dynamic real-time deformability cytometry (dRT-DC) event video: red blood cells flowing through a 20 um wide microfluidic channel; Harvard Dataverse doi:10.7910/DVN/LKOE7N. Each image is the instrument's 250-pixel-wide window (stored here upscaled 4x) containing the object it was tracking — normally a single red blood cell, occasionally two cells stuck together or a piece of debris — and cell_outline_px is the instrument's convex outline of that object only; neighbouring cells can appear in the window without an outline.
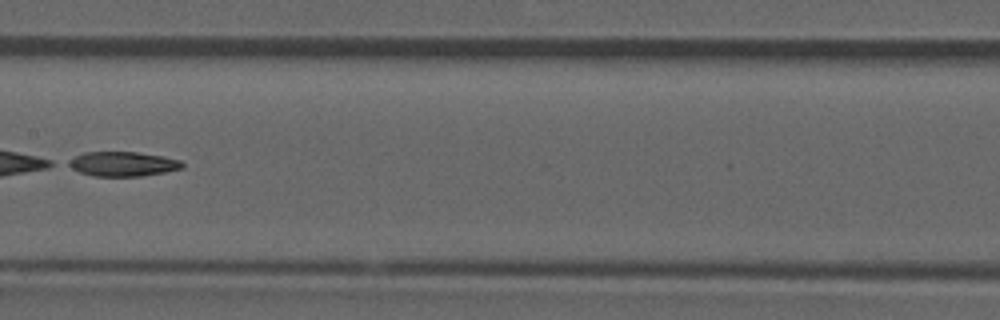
{"species": "common noctule bat (a hibernating species)", "species_latin": "Nyctalus noctula", "temperature_condition": "room temperature", "stored_images_in_passage": 10, "camera_frame_rate_fps": 3000, "um_per_image_px": 0.085, "animal": {"sex": "male", "forearm_length_mm": 52.5}, "frame": {"image": 1, "passage_image": 9, "time_ms": 2.667, "image_size_px": [1000, 320], "cell_outline_px": [[184, 168], [164, 172], [140, 176], [92, 176], [80, 172], [64, 164], [68, 160], [84, 152], [136, 152], [164, 156], [180, 160], [184, 164]], "centroid_in_image_um": [10.43, 13.93], "position_along_channel_um": 197.0, "area_um2": 16.36}}
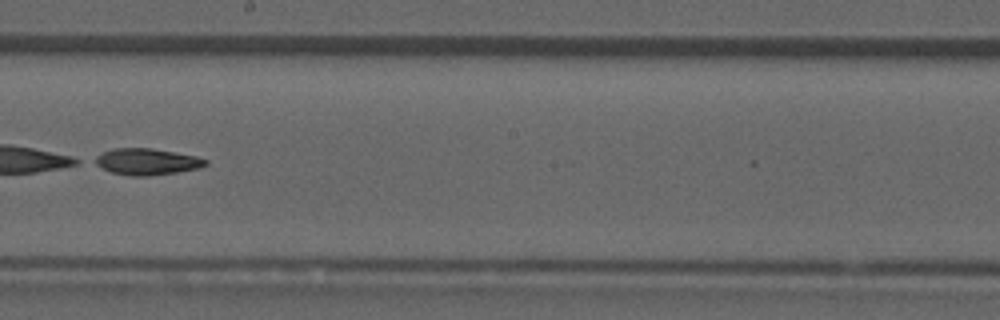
{"frame": {"image": 2, "passage_image": 10, "time_ms": 3.0, "image_size_px": [1000, 320], "cell_outline_px": [[208, 164], [200, 168], [176, 172], [148, 176], [132, 176], [112, 172], [88, 160], [112, 148], [152, 148], [196, 156], [208, 160]], "centroid_in_image_um": [12.47, 13.73], "position_along_channel_um": 235.7, "area_um2": 17.05}}